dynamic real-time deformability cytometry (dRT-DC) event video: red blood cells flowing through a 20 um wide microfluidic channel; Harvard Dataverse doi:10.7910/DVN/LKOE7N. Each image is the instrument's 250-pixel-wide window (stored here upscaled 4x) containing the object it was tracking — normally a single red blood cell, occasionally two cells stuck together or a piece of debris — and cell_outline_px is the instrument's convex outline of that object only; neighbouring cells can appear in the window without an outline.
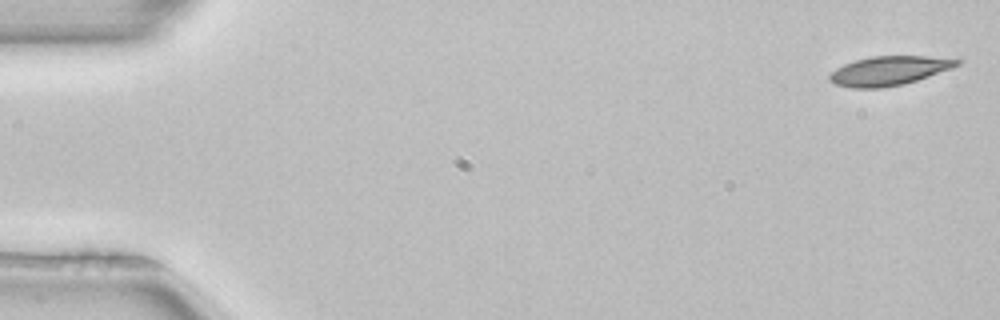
{"species": "common noctule bat (a hibernating species)", "species_latin": "Nyctalus noctula", "temperature_condition": "room temperature", "stored_images_in_passage": 13, "camera_frame_rate_fps": 3000, "um_per_image_px": 0.085, "animal": {"sex": "female", "body_mass_g": 22.7, "forearm_length_mm": 54.2}, "frame": {"image": 1, "passage_image": 1, "time_ms": 0.0, "image_size_px": [1000, 320], "cell_outline_px": [[964, 60], [960, 64], [952, 68], [904, 84], [884, 88], [852, 88], [836, 84], [828, 80], [828, 76], [836, 68], [844, 64], [856, 60], [872, 56], [928, 56]], "centroid_in_image_um": [75.56, 6.01], "position_along_channel_um": 9.4, "area_um2": 21.62}}
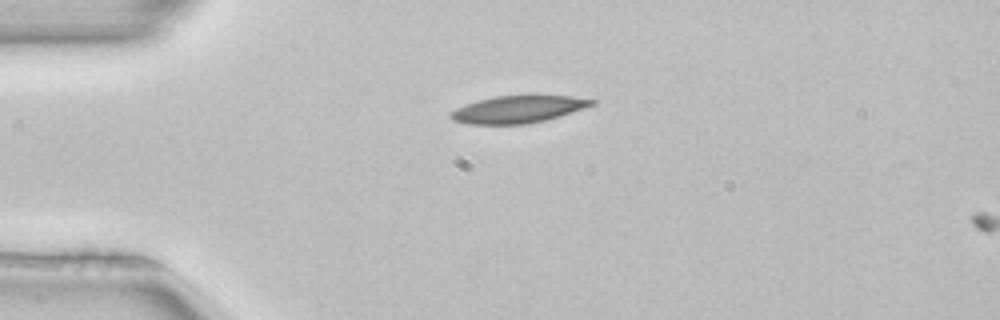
{"frame": {"image": 2, "passage_image": 12, "time_ms": 3.667, "image_size_px": [1000, 320], "cell_outline_px": [[596, 104], [560, 116], [544, 120], [524, 124], [468, 124], [452, 120], [448, 116], [448, 112], [456, 108], [480, 100], [496, 96], [532, 92], [568, 96], [596, 100]], "centroid_in_image_um": [44.06, 9.24], "position_along_channel_um": 40.9, "area_um2": 23.12}}